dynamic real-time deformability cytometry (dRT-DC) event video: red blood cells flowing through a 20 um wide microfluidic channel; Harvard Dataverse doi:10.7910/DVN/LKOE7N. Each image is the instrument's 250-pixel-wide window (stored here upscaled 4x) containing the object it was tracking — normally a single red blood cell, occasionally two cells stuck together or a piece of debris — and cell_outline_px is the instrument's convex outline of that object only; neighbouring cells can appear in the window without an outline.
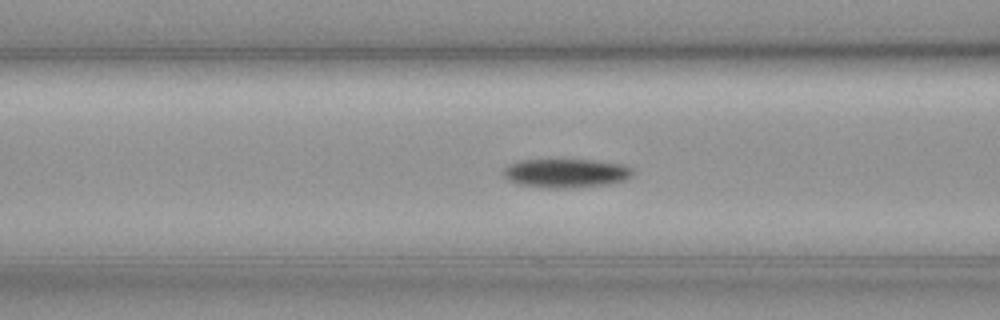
{"species": "common noctule bat (a hibernating species)", "species_latin": "Nyctalus noctula", "temperature_condition": "cold", "stored_images_in_passage": 48, "camera_frame_rate_fps": 3000, "um_per_image_px": 0.085, "animal": {"sex": "female", "body_mass_g": 19.3, "forearm_length_mm": 54.1}, "frame": {"image": 1, "passage_image": 13, "time_ms": 4.0, "image_size_px": [1000, 320], "cell_outline_px": [[632, 172], [624, 180], [608, 184], [564, 188], [548, 188], [516, 184], [508, 180], [504, 176], [504, 172], [512, 164], [524, 160], [592, 160], [620, 164], [628, 168]], "centroid_in_image_um": [48.07, 14.73], "position_along_channel_um": 118.5, "area_um2": 21.1}}
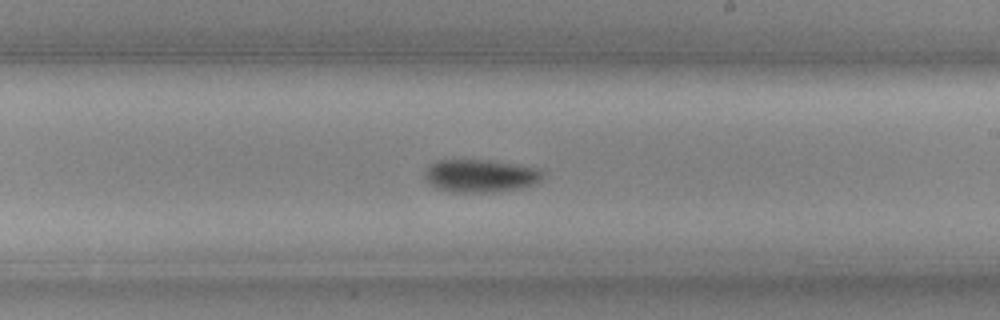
{"frame": {"image": 2, "passage_image": 24, "time_ms": 7.667, "image_size_px": [1000, 320], "cell_outline_px": [[544, 172], [540, 180], [532, 184], [520, 188], [496, 192], [452, 192], [436, 188], [428, 180], [424, 172], [436, 160], [488, 160], [536, 168]], "centroid_in_image_um": [40.83, 14.95], "position_along_channel_um": 248.2, "area_um2": 22.2}}
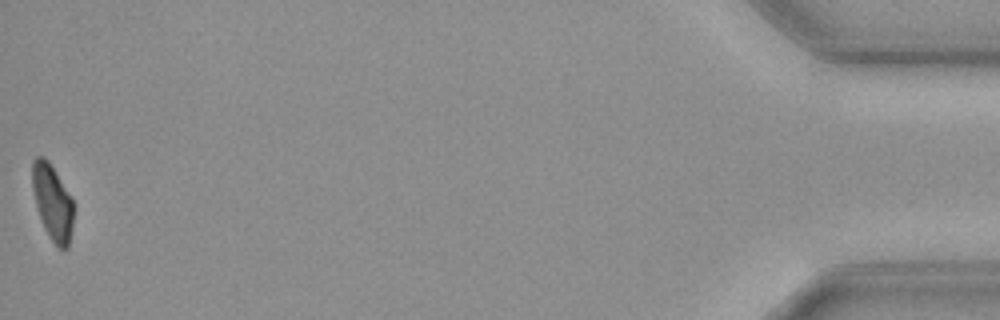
{"frame": {"image": 3, "passage_image": 48, "time_ms": 15.667, "image_size_px": [1000, 320], "cell_outline_px": [[76, 208], [68, 248], [60, 248], [52, 240], [44, 228], [36, 204], [32, 188], [32, 160], [36, 156], [44, 156], [48, 160], [72, 196]], "centroid_in_image_um": [4.49, 17.16], "position_along_channel_um": 430.7, "area_um2": 18.44}, "authors_computed_cell_mechanics": {"area_um2": 20.7791, "velocity_mm_per_s": 3.5457, "shape_relaxation_time_tau1_ms": 3.8261, "shape_relaxation_time_tau2_ms": null, "deformation_change_tau1": 0.1379, "deformation_change_tau2": null}}